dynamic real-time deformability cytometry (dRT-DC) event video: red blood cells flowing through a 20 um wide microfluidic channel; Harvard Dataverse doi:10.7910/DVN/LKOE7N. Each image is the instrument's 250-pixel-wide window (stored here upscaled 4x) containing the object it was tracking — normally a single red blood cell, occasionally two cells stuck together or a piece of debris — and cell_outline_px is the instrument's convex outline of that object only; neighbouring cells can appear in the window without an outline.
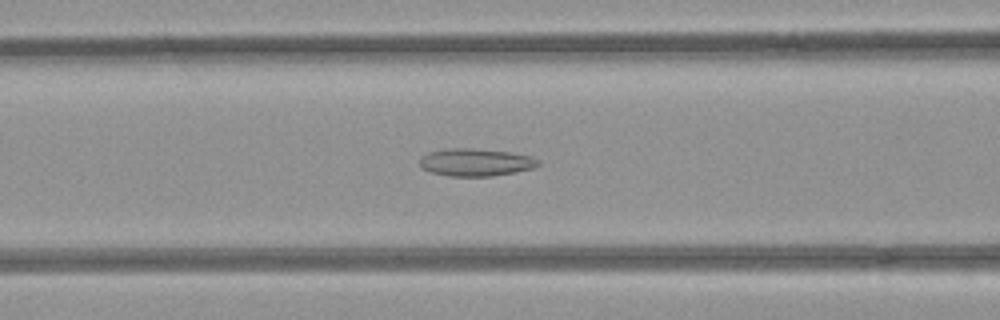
{"species": "common noctule bat (a hibernating species)", "species_latin": "Nyctalus noctula", "temperature_condition": "room temperature", "stored_images_in_passage": 51, "camera_frame_rate_fps": 3000, "um_per_image_px": 0.085, "animal": {"sex": "female", "body_mass_g": 21.9}, "frame": {"image": 1, "passage_image": 20, "time_ms": 6.333, "image_size_px": [1000, 320], "cell_outline_px": [[540, 164], [532, 168], [516, 172], [492, 176], [448, 176], [432, 172], [424, 168], [420, 164], [420, 156], [428, 152], [448, 148], [472, 148], [512, 152], [532, 156], [540, 160]], "centroid_in_image_um": [40.46, 13.78], "position_along_channel_um": 126.1, "area_um2": 19.13}}
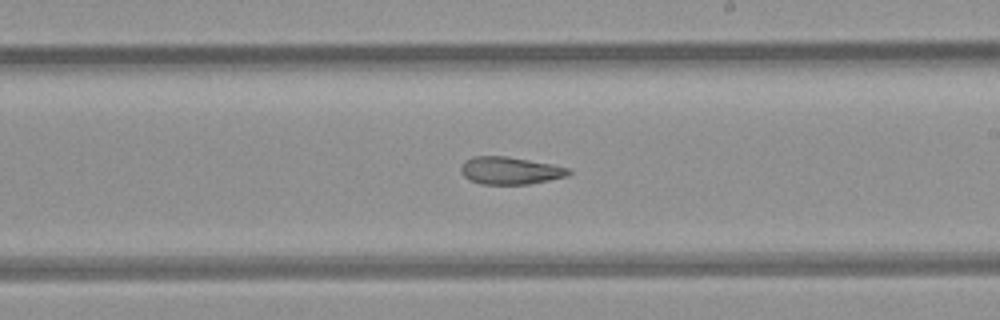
{"frame": {"image": 2, "passage_image": 29, "time_ms": 9.333, "image_size_px": [1000, 320], "cell_outline_px": [[572, 172], [568, 176], [528, 184], [480, 184], [468, 180], [460, 172], [460, 168], [472, 156], [508, 156], [552, 164], [568, 168]], "centroid_in_image_um": [43.36, 14.5], "position_along_channel_um": 245.6, "area_um2": 17.22}}
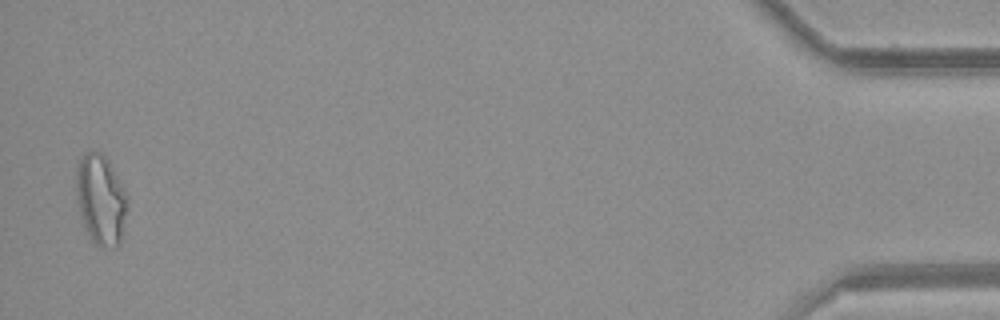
{"frame": {"image": 3, "passage_image": 50, "time_ms": 16.333, "image_size_px": [1000, 320], "cell_outline_px": [[128, 200], [120, 244], [116, 248], [100, 248], [88, 236], [84, 228], [80, 216], [76, 200], [76, 172], [80, 160], [88, 152], [100, 152], [108, 160], [124, 188], [128, 196]], "centroid_in_image_um": [8.56, 17.03], "position_along_channel_um": 426.6, "area_um2": 27.05}, "authors_computed_cell_mechanics": {"area_um2": 20.3456, "velocity_mm_per_s": 3.9832, "shape_relaxation_time_tau1_ms": null, "shape_relaxation_time_tau2_ms": 3.9439, "deformation_change_tau1": null, "deformation_change_tau2": 0.1306}}